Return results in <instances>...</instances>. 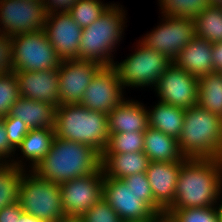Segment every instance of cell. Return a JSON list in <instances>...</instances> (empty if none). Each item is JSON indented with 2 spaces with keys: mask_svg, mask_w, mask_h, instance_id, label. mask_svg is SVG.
<instances>
[{
  "mask_svg": "<svg viewBox=\"0 0 222 222\" xmlns=\"http://www.w3.org/2000/svg\"><path fill=\"white\" fill-rule=\"evenodd\" d=\"M135 192H146V203L153 209V193L146 173H137L122 179Z\"/></svg>",
  "mask_w": 222,
  "mask_h": 222,
  "instance_id": "cell-36",
  "label": "cell"
},
{
  "mask_svg": "<svg viewBox=\"0 0 222 222\" xmlns=\"http://www.w3.org/2000/svg\"><path fill=\"white\" fill-rule=\"evenodd\" d=\"M23 173L13 163H0V210L19 201Z\"/></svg>",
  "mask_w": 222,
  "mask_h": 222,
  "instance_id": "cell-28",
  "label": "cell"
},
{
  "mask_svg": "<svg viewBox=\"0 0 222 222\" xmlns=\"http://www.w3.org/2000/svg\"><path fill=\"white\" fill-rule=\"evenodd\" d=\"M123 89L116 68L113 65H103L86 87L80 104L90 111L108 115L126 98Z\"/></svg>",
  "mask_w": 222,
  "mask_h": 222,
  "instance_id": "cell-13",
  "label": "cell"
},
{
  "mask_svg": "<svg viewBox=\"0 0 222 222\" xmlns=\"http://www.w3.org/2000/svg\"><path fill=\"white\" fill-rule=\"evenodd\" d=\"M102 168L93 174L78 177L60 184L61 203L66 217H81L103 195Z\"/></svg>",
  "mask_w": 222,
  "mask_h": 222,
  "instance_id": "cell-12",
  "label": "cell"
},
{
  "mask_svg": "<svg viewBox=\"0 0 222 222\" xmlns=\"http://www.w3.org/2000/svg\"><path fill=\"white\" fill-rule=\"evenodd\" d=\"M12 70L45 71L58 69L61 59L44 30L11 36Z\"/></svg>",
  "mask_w": 222,
  "mask_h": 222,
  "instance_id": "cell-8",
  "label": "cell"
},
{
  "mask_svg": "<svg viewBox=\"0 0 222 222\" xmlns=\"http://www.w3.org/2000/svg\"><path fill=\"white\" fill-rule=\"evenodd\" d=\"M43 30L61 60L79 59L83 29L68 12L47 15Z\"/></svg>",
  "mask_w": 222,
  "mask_h": 222,
  "instance_id": "cell-16",
  "label": "cell"
},
{
  "mask_svg": "<svg viewBox=\"0 0 222 222\" xmlns=\"http://www.w3.org/2000/svg\"><path fill=\"white\" fill-rule=\"evenodd\" d=\"M213 72L222 73V42L212 45Z\"/></svg>",
  "mask_w": 222,
  "mask_h": 222,
  "instance_id": "cell-41",
  "label": "cell"
},
{
  "mask_svg": "<svg viewBox=\"0 0 222 222\" xmlns=\"http://www.w3.org/2000/svg\"><path fill=\"white\" fill-rule=\"evenodd\" d=\"M19 98V85L15 72L0 75V117L7 116Z\"/></svg>",
  "mask_w": 222,
  "mask_h": 222,
  "instance_id": "cell-33",
  "label": "cell"
},
{
  "mask_svg": "<svg viewBox=\"0 0 222 222\" xmlns=\"http://www.w3.org/2000/svg\"><path fill=\"white\" fill-rule=\"evenodd\" d=\"M222 198V195H221ZM220 198L219 203H218V212L220 215V221L222 222V199Z\"/></svg>",
  "mask_w": 222,
  "mask_h": 222,
  "instance_id": "cell-45",
  "label": "cell"
},
{
  "mask_svg": "<svg viewBox=\"0 0 222 222\" xmlns=\"http://www.w3.org/2000/svg\"><path fill=\"white\" fill-rule=\"evenodd\" d=\"M78 0H43L47 15L69 12Z\"/></svg>",
  "mask_w": 222,
  "mask_h": 222,
  "instance_id": "cell-39",
  "label": "cell"
},
{
  "mask_svg": "<svg viewBox=\"0 0 222 222\" xmlns=\"http://www.w3.org/2000/svg\"><path fill=\"white\" fill-rule=\"evenodd\" d=\"M193 20L196 37L212 44L222 42V9L219 5H208Z\"/></svg>",
  "mask_w": 222,
  "mask_h": 222,
  "instance_id": "cell-27",
  "label": "cell"
},
{
  "mask_svg": "<svg viewBox=\"0 0 222 222\" xmlns=\"http://www.w3.org/2000/svg\"><path fill=\"white\" fill-rule=\"evenodd\" d=\"M55 222H82L80 217H64Z\"/></svg>",
  "mask_w": 222,
  "mask_h": 222,
  "instance_id": "cell-44",
  "label": "cell"
},
{
  "mask_svg": "<svg viewBox=\"0 0 222 222\" xmlns=\"http://www.w3.org/2000/svg\"><path fill=\"white\" fill-rule=\"evenodd\" d=\"M121 222H151V218L149 220H143V221H121Z\"/></svg>",
  "mask_w": 222,
  "mask_h": 222,
  "instance_id": "cell-47",
  "label": "cell"
},
{
  "mask_svg": "<svg viewBox=\"0 0 222 222\" xmlns=\"http://www.w3.org/2000/svg\"><path fill=\"white\" fill-rule=\"evenodd\" d=\"M177 140L185 158H222V118L192 106L186 109Z\"/></svg>",
  "mask_w": 222,
  "mask_h": 222,
  "instance_id": "cell-3",
  "label": "cell"
},
{
  "mask_svg": "<svg viewBox=\"0 0 222 222\" xmlns=\"http://www.w3.org/2000/svg\"><path fill=\"white\" fill-rule=\"evenodd\" d=\"M182 162L150 161L146 175L153 193V210L166 212L174 203L175 188Z\"/></svg>",
  "mask_w": 222,
  "mask_h": 222,
  "instance_id": "cell-17",
  "label": "cell"
},
{
  "mask_svg": "<svg viewBox=\"0 0 222 222\" xmlns=\"http://www.w3.org/2000/svg\"><path fill=\"white\" fill-rule=\"evenodd\" d=\"M55 136L87 144L100 154L106 149L109 130L107 114L90 111L81 104H63L56 108Z\"/></svg>",
  "mask_w": 222,
  "mask_h": 222,
  "instance_id": "cell-5",
  "label": "cell"
},
{
  "mask_svg": "<svg viewBox=\"0 0 222 222\" xmlns=\"http://www.w3.org/2000/svg\"><path fill=\"white\" fill-rule=\"evenodd\" d=\"M176 222H221L218 205L207 208L168 209Z\"/></svg>",
  "mask_w": 222,
  "mask_h": 222,
  "instance_id": "cell-32",
  "label": "cell"
},
{
  "mask_svg": "<svg viewBox=\"0 0 222 222\" xmlns=\"http://www.w3.org/2000/svg\"><path fill=\"white\" fill-rule=\"evenodd\" d=\"M194 37L193 18L162 16L160 24L139 40L148 48L173 60Z\"/></svg>",
  "mask_w": 222,
  "mask_h": 222,
  "instance_id": "cell-9",
  "label": "cell"
},
{
  "mask_svg": "<svg viewBox=\"0 0 222 222\" xmlns=\"http://www.w3.org/2000/svg\"><path fill=\"white\" fill-rule=\"evenodd\" d=\"M212 45L205 39L195 36L172 60V63L197 78L213 73Z\"/></svg>",
  "mask_w": 222,
  "mask_h": 222,
  "instance_id": "cell-20",
  "label": "cell"
},
{
  "mask_svg": "<svg viewBox=\"0 0 222 222\" xmlns=\"http://www.w3.org/2000/svg\"><path fill=\"white\" fill-rule=\"evenodd\" d=\"M103 65L92 60H61L59 74L60 105L80 104L86 87Z\"/></svg>",
  "mask_w": 222,
  "mask_h": 222,
  "instance_id": "cell-15",
  "label": "cell"
},
{
  "mask_svg": "<svg viewBox=\"0 0 222 222\" xmlns=\"http://www.w3.org/2000/svg\"><path fill=\"white\" fill-rule=\"evenodd\" d=\"M112 3L91 25L82 30L79 47L80 60H92L102 65H113L117 45L125 33L126 11Z\"/></svg>",
  "mask_w": 222,
  "mask_h": 222,
  "instance_id": "cell-4",
  "label": "cell"
},
{
  "mask_svg": "<svg viewBox=\"0 0 222 222\" xmlns=\"http://www.w3.org/2000/svg\"><path fill=\"white\" fill-rule=\"evenodd\" d=\"M151 222H176V221L170 214L163 212L160 214H156L153 218H151Z\"/></svg>",
  "mask_w": 222,
  "mask_h": 222,
  "instance_id": "cell-42",
  "label": "cell"
},
{
  "mask_svg": "<svg viewBox=\"0 0 222 222\" xmlns=\"http://www.w3.org/2000/svg\"><path fill=\"white\" fill-rule=\"evenodd\" d=\"M198 89V105L222 118V73L200 76Z\"/></svg>",
  "mask_w": 222,
  "mask_h": 222,
  "instance_id": "cell-26",
  "label": "cell"
},
{
  "mask_svg": "<svg viewBox=\"0 0 222 222\" xmlns=\"http://www.w3.org/2000/svg\"><path fill=\"white\" fill-rule=\"evenodd\" d=\"M23 212L19 202L8 205L0 210V222H18Z\"/></svg>",
  "mask_w": 222,
  "mask_h": 222,
  "instance_id": "cell-40",
  "label": "cell"
},
{
  "mask_svg": "<svg viewBox=\"0 0 222 222\" xmlns=\"http://www.w3.org/2000/svg\"><path fill=\"white\" fill-rule=\"evenodd\" d=\"M8 116L20 119L30 129H54L56 107L20 97L10 108Z\"/></svg>",
  "mask_w": 222,
  "mask_h": 222,
  "instance_id": "cell-22",
  "label": "cell"
},
{
  "mask_svg": "<svg viewBox=\"0 0 222 222\" xmlns=\"http://www.w3.org/2000/svg\"><path fill=\"white\" fill-rule=\"evenodd\" d=\"M15 151L16 150L9 143L4 117H0V163H11L14 159L13 157L18 156V153L15 155Z\"/></svg>",
  "mask_w": 222,
  "mask_h": 222,
  "instance_id": "cell-38",
  "label": "cell"
},
{
  "mask_svg": "<svg viewBox=\"0 0 222 222\" xmlns=\"http://www.w3.org/2000/svg\"><path fill=\"white\" fill-rule=\"evenodd\" d=\"M161 17L178 16L194 18L209 4L208 0H158Z\"/></svg>",
  "mask_w": 222,
  "mask_h": 222,
  "instance_id": "cell-31",
  "label": "cell"
},
{
  "mask_svg": "<svg viewBox=\"0 0 222 222\" xmlns=\"http://www.w3.org/2000/svg\"><path fill=\"white\" fill-rule=\"evenodd\" d=\"M131 55L119 63H113L118 73L120 83L126 87L152 89L157 84L160 76L172 64V60L161 52L148 48L140 40Z\"/></svg>",
  "mask_w": 222,
  "mask_h": 222,
  "instance_id": "cell-7",
  "label": "cell"
},
{
  "mask_svg": "<svg viewBox=\"0 0 222 222\" xmlns=\"http://www.w3.org/2000/svg\"><path fill=\"white\" fill-rule=\"evenodd\" d=\"M144 132L110 134L102 154L143 152Z\"/></svg>",
  "mask_w": 222,
  "mask_h": 222,
  "instance_id": "cell-30",
  "label": "cell"
},
{
  "mask_svg": "<svg viewBox=\"0 0 222 222\" xmlns=\"http://www.w3.org/2000/svg\"><path fill=\"white\" fill-rule=\"evenodd\" d=\"M111 4L103 3L102 0H78L68 13L84 29L98 19Z\"/></svg>",
  "mask_w": 222,
  "mask_h": 222,
  "instance_id": "cell-29",
  "label": "cell"
},
{
  "mask_svg": "<svg viewBox=\"0 0 222 222\" xmlns=\"http://www.w3.org/2000/svg\"><path fill=\"white\" fill-rule=\"evenodd\" d=\"M20 97L60 105L59 74L57 69L45 71H14Z\"/></svg>",
  "mask_w": 222,
  "mask_h": 222,
  "instance_id": "cell-18",
  "label": "cell"
},
{
  "mask_svg": "<svg viewBox=\"0 0 222 222\" xmlns=\"http://www.w3.org/2000/svg\"><path fill=\"white\" fill-rule=\"evenodd\" d=\"M24 170L19 189V204L25 213L45 222L66 217L61 203L60 184L40 178L32 170Z\"/></svg>",
  "mask_w": 222,
  "mask_h": 222,
  "instance_id": "cell-6",
  "label": "cell"
},
{
  "mask_svg": "<svg viewBox=\"0 0 222 222\" xmlns=\"http://www.w3.org/2000/svg\"><path fill=\"white\" fill-rule=\"evenodd\" d=\"M4 124L9 143L16 150L24 137L29 133L30 128L20 119L8 115L4 117Z\"/></svg>",
  "mask_w": 222,
  "mask_h": 222,
  "instance_id": "cell-35",
  "label": "cell"
},
{
  "mask_svg": "<svg viewBox=\"0 0 222 222\" xmlns=\"http://www.w3.org/2000/svg\"><path fill=\"white\" fill-rule=\"evenodd\" d=\"M18 222H45V221L36 218L33 215L23 212V214L18 218Z\"/></svg>",
  "mask_w": 222,
  "mask_h": 222,
  "instance_id": "cell-43",
  "label": "cell"
},
{
  "mask_svg": "<svg viewBox=\"0 0 222 222\" xmlns=\"http://www.w3.org/2000/svg\"><path fill=\"white\" fill-rule=\"evenodd\" d=\"M149 158L144 152L101 154L104 177L123 179L126 176L146 173Z\"/></svg>",
  "mask_w": 222,
  "mask_h": 222,
  "instance_id": "cell-23",
  "label": "cell"
},
{
  "mask_svg": "<svg viewBox=\"0 0 222 222\" xmlns=\"http://www.w3.org/2000/svg\"><path fill=\"white\" fill-rule=\"evenodd\" d=\"M12 40L4 32H0V75L12 72Z\"/></svg>",
  "mask_w": 222,
  "mask_h": 222,
  "instance_id": "cell-37",
  "label": "cell"
},
{
  "mask_svg": "<svg viewBox=\"0 0 222 222\" xmlns=\"http://www.w3.org/2000/svg\"><path fill=\"white\" fill-rule=\"evenodd\" d=\"M143 152L150 161L182 162L185 159L176 138L149 126L144 132Z\"/></svg>",
  "mask_w": 222,
  "mask_h": 222,
  "instance_id": "cell-24",
  "label": "cell"
},
{
  "mask_svg": "<svg viewBox=\"0 0 222 222\" xmlns=\"http://www.w3.org/2000/svg\"><path fill=\"white\" fill-rule=\"evenodd\" d=\"M103 199L121 221H143L157 213L146 203V192H135L122 179L104 177Z\"/></svg>",
  "mask_w": 222,
  "mask_h": 222,
  "instance_id": "cell-11",
  "label": "cell"
},
{
  "mask_svg": "<svg viewBox=\"0 0 222 222\" xmlns=\"http://www.w3.org/2000/svg\"><path fill=\"white\" fill-rule=\"evenodd\" d=\"M82 222H121L116 211L103 199L80 217Z\"/></svg>",
  "mask_w": 222,
  "mask_h": 222,
  "instance_id": "cell-34",
  "label": "cell"
},
{
  "mask_svg": "<svg viewBox=\"0 0 222 222\" xmlns=\"http://www.w3.org/2000/svg\"><path fill=\"white\" fill-rule=\"evenodd\" d=\"M46 16L43 1L0 0V32L8 36L43 30Z\"/></svg>",
  "mask_w": 222,
  "mask_h": 222,
  "instance_id": "cell-10",
  "label": "cell"
},
{
  "mask_svg": "<svg viewBox=\"0 0 222 222\" xmlns=\"http://www.w3.org/2000/svg\"><path fill=\"white\" fill-rule=\"evenodd\" d=\"M210 5H219L222 3V0H208Z\"/></svg>",
  "mask_w": 222,
  "mask_h": 222,
  "instance_id": "cell-46",
  "label": "cell"
},
{
  "mask_svg": "<svg viewBox=\"0 0 222 222\" xmlns=\"http://www.w3.org/2000/svg\"><path fill=\"white\" fill-rule=\"evenodd\" d=\"M101 168V154L92 146L54 137L46 156L32 170L40 178L62 184Z\"/></svg>",
  "mask_w": 222,
  "mask_h": 222,
  "instance_id": "cell-2",
  "label": "cell"
},
{
  "mask_svg": "<svg viewBox=\"0 0 222 222\" xmlns=\"http://www.w3.org/2000/svg\"><path fill=\"white\" fill-rule=\"evenodd\" d=\"M110 134L145 132L148 128V111L138 100L124 99L108 115Z\"/></svg>",
  "mask_w": 222,
  "mask_h": 222,
  "instance_id": "cell-19",
  "label": "cell"
},
{
  "mask_svg": "<svg viewBox=\"0 0 222 222\" xmlns=\"http://www.w3.org/2000/svg\"><path fill=\"white\" fill-rule=\"evenodd\" d=\"M54 137V129H30L29 133L24 137L21 144L16 149L21 152L20 157L23 158L16 157L17 159H15L14 157L11 163L17 168L26 170L25 167L27 164L25 163L30 160V165H28L29 170H33L50 150Z\"/></svg>",
  "mask_w": 222,
  "mask_h": 222,
  "instance_id": "cell-21",
  "label": "cell"
},
{
  "mask_svg": "<svg viewBox=\"0 0 222 222\" xmlns=\"http://www.w3.org/2000/svg\"><path fill=\"white\" fill-rule=\"evenodd\" d=\"M154 91L159 101L185 110L198 104V78L173 63L159 77Z\"/></svg>",
  "mask_w": 222,
  "mask_h": 222,
  "instance_id": "cell-14",
  "label": "cell"
},
{
  "mask_svg": "<svg viewBox=\"0 0 222 222\" xmlns=\"http://www.w3.org/2000/svg\"><path fill=\"white\" fill-rule=\"evenodd\" d=\"M148 111V126L178 139L186 110L158 100Z\"/></svg>",
  "mask_w": 222,
  "mask_h": 222,
  "instance_id": "cell-25",
  "label": "cell"
},
{
  "mask_svg": "<svg viewBox=\"0 0 222 222\" xmlns=\"http://www.w3.org/2000/svg\"><path fill=\"white\" fill-rule=\"evenodd\" d=\"M222 195V158H185L169 209L217 206ZM218 202V203H217Z\"/></svg>",
  "mask_w": 222,
  "mask_h": 222,
  "instance_id": "cell-1",
  "label": "cell"
}]
</instances>
